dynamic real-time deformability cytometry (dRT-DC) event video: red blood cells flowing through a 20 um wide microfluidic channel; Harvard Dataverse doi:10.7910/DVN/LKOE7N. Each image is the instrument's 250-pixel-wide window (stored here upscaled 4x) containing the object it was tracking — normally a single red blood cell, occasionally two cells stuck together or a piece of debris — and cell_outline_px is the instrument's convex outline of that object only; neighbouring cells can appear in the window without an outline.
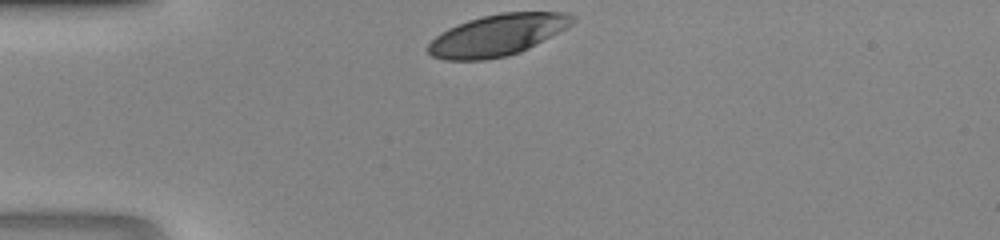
{"species": "human", "species_latin": "Homo sapiens", "temperature_condition": "room temperature", "stored_images_in_passage": 26, "camera_frame_rate_fps": 3000, "um_per_image_px": 0.085, "donor": {"sex": "male"}, "frame": {"image": 1, "passage_image": 1, "time_ms": 0.0, "image_size_px": [1000, 240], "cell_outline_px": [[576, 20], [572, 24], [528, 48], [520, 52], [508, 56], [484, 60], [444, 60], [432, 56], [424, 48], [440, 32], [448, 28], [468, 20], [500, 12], [564, 12], [572, 16]], "centroid_in_image_um": [42.22, 2.99], "position_along_channel_um": 42.8, "area_um2": 34.68}}
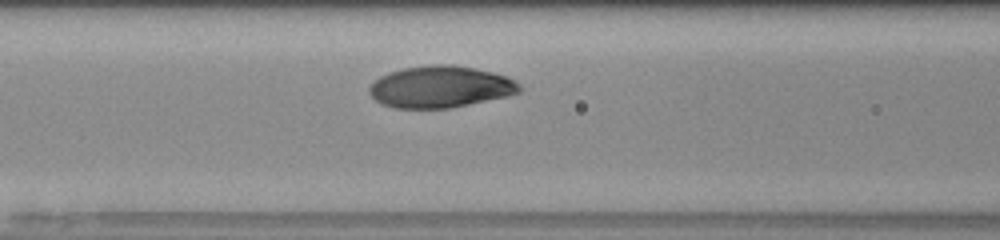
{"frame": {"image": 2, "passage_image": 9, "time_ms": 2.667, "image_size_px": [1000, 240], "cell_outline_px": [[524, 88], [520, 92], [508, 96], [448, 108], [396, 108], [380, 104], [368, 92], [368, 88], [380, 76], [388, 72], [404, 68], [432, 64], [452, 64], [492, 72], [508, 76], [516, 80]], "centroid_in_image_um": [37.45, 7.38], "position_along_channel_um": 129.1, "area_um2": 36.65}}
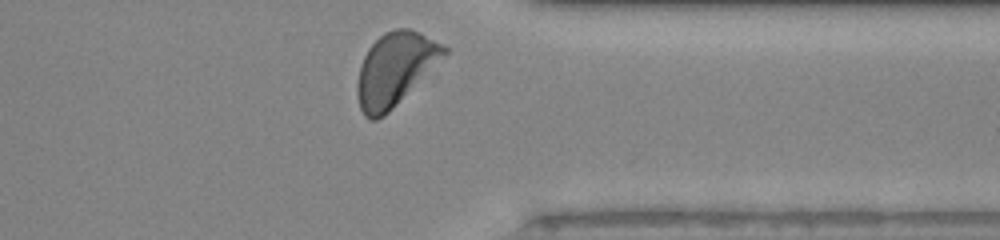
{"frame": {"image": 3, "passage_image": 26, "time_ms": 8.333, "image_size_px": [1000, 240], "cell_outline_px": [[448, 52], [384, 116], [376, 120], [372, 120], [364, 116], [360, 108], [356, 92], [356, 84], [360, 64], [368, 48], [384, 32], [396, 28], [408, 28], [420, 32], [444, 44], [448, 48]], "centroid_in_image_um": [33.54, 5.85], "position_along_channel_um": 377.9, "area_um2": 36.53}}